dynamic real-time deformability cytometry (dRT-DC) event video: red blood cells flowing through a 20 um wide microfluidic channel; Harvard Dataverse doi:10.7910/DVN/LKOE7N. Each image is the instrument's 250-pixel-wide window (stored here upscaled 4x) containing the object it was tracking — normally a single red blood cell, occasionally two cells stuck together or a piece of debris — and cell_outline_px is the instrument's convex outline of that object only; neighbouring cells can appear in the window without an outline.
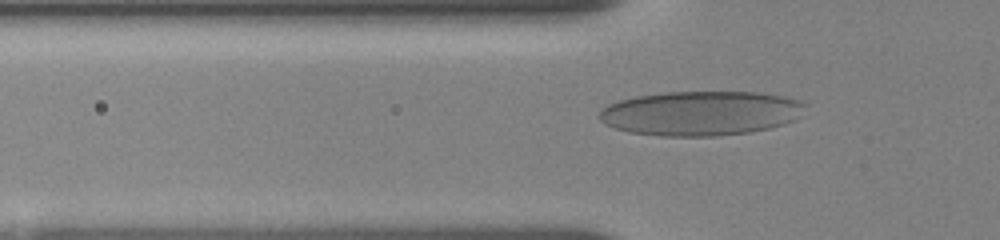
{"species": "human", "species_latin": "Homo sapiens", "temperature_condition": "room temperature", "stored_images_in_passage": 37, "camera_frame_rate_fps": 3000, "um_per_image_px": 0.085, "donor": {"sex": "female"}, "frame": {"image": 1, "passage_image": 5, "time_ms": 1.333, "image_size_px": [1000, 240], "cell_outline_px": [[808, 104], [796, 120], [784, 124], [768, 128], [748, 132], [716, 136], [660, 136], [628, 132], [604, 124], [600, 120], [600, 112], [608, 104], [620, 100], [636, 96], [668, 92], [756, 92], [784, 96], [800, 100]], "centroid_in_image_um": [59.59, 9.62], "position_along_channel_um": 66.2, "area_um2": 53.47}}
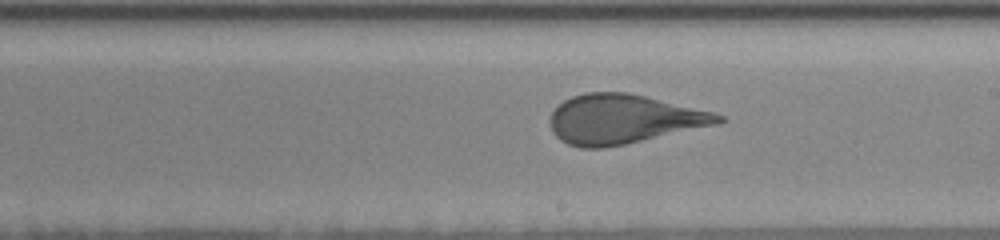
{"frame": {"image": 2, "passage_image": 19, "time_ms": 6.0, "image_size_px": [1000, 240], "cell_outline_px": [[724, 120], [716, 124], [624, 144], [604, 148], [580, 148], [568, 144], [560, 140], [552, 132], [552, 112], [564, 100], [572, 96], [584, 92], [628, 92], [716, 112], [724, 116]], "centroid_in_image_um": [52.98, 10.12], "position_along_channel_um": 236.0, "area_um2": 47.92}}
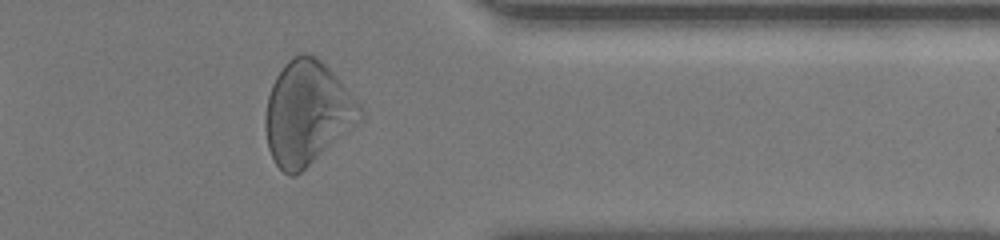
{"frame": {"image": 3, "passage_image": 32, "time_ms": 10.333, "image_size_px": [1000, 240], "cell_outline_px": [[364, 116], [356, 124], [296, 176], [292, 176], [284, 172], [276, 164], [268, 148], [264, 124], [264, 116], [268, 96], [272, 84], [276, 76], [284, 64], [292, 56], [304, 52], [316, 56], [336, 76], [360, 104], [364, 112]], "centroid_in_image_um": [26.08, 9.58], "position_along_channel_um": 385.3, "area_um2": 56.64}, "authors_computed_cell_mechanics": {"area_um2": 48.6676, "velocity_mm_per_s": 3.656, "shape_relaxation_time_tau1_ms": 4.763, "shape_relaxation_time_tau2_ms": null, "deformation_change_tau1": 0.1784, "deformation_change_tau2": null}}